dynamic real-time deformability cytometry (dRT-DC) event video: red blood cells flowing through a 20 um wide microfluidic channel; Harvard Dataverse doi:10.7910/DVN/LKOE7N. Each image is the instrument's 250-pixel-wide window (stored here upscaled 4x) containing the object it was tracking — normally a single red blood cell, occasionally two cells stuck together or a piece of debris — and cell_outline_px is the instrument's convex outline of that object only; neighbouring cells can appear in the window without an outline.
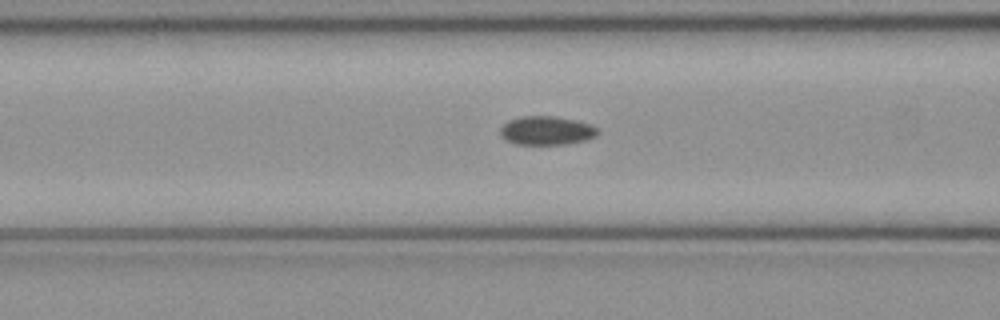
{"species": "common noctule bat (a hibernating species)", "species_latin": "Nyctalus noctula", "temperature_condition": "cold", "stored_images_in_passage": 36, "camera_frame_rate_fps": 3000, "um_per_image_px": 0.085, "animal": {"sex": "female", "body_mass_g": 21.9}, "frame": {"image": 1, "passage_image": 5, "time_ms": 1.333, "image_size_px": [1000, 320], "cell_outline_px": [[600, 132], [596, 136], [584, 140], [564, 144], [516, 144], [504, 140], [500, 136], [500, 128], [508, 120], [520, 116], [556, 116], [576, 120], [592, 124]], "centroid_in_image_um": [46.43, 11.09], "position_along_channel_um": 120.2, "area_um2": 16.47}}
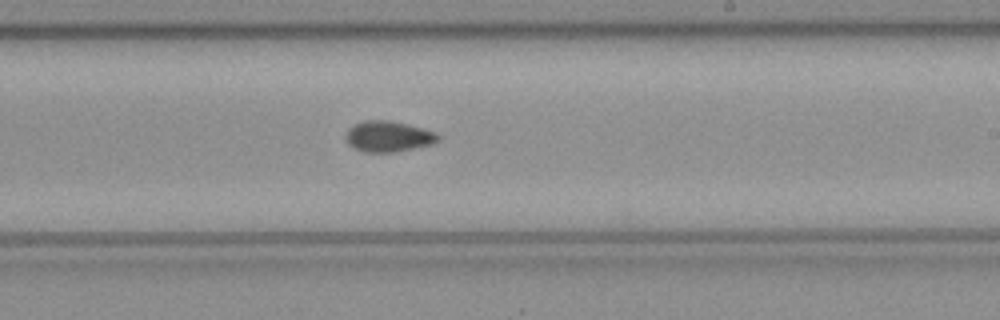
{"frame": {"image": 2, "passage_image": 15, "time_ms": 4.667, "image_size_px": [1000, 320], "cell_outline_px": [[440, 140], [432, 144], [392, 152], [364, 152], [348, 144], [344, 140], [344, 136], [348, 128], [352, 124], [364, 120], [388, 120], [408, 124], [436, 132], [440, 136]], "centroid_in_image_um": [32.97, 11.58], "position_along_channel_um": 256.0, "area_um2": 16.7}}
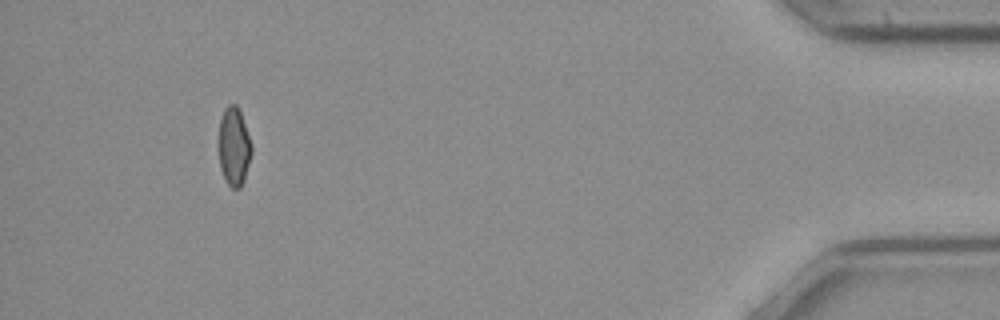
{"frame": {"image": 3, "passage_image": 32, "time_ms": 10.333, "image_size_px": [1000, 320], "cell_outline_px": [[252, 152], [244, 180], [240, 188], [232, 188], [228, 184], [220, 168], [220, 120], [224, 108], [228, 104], [236, 104], [240, 108], [252, 144]], "centroid_in_image_um": [19.92, 12.42], "position_along_channel_um": 415.3, "area_um2": 14.97}, "authors_computed_cell_mechanics": {"area_um2": 15.9528, "velocity_mm_per_s": 4.0696, "shape_relaxation_time_tau1_ms": null, "shape_relaxation_time_tau2_ms": 5.7187, "deformation_change_tau1": null, "deformation_change_tau2": 0.0801}}